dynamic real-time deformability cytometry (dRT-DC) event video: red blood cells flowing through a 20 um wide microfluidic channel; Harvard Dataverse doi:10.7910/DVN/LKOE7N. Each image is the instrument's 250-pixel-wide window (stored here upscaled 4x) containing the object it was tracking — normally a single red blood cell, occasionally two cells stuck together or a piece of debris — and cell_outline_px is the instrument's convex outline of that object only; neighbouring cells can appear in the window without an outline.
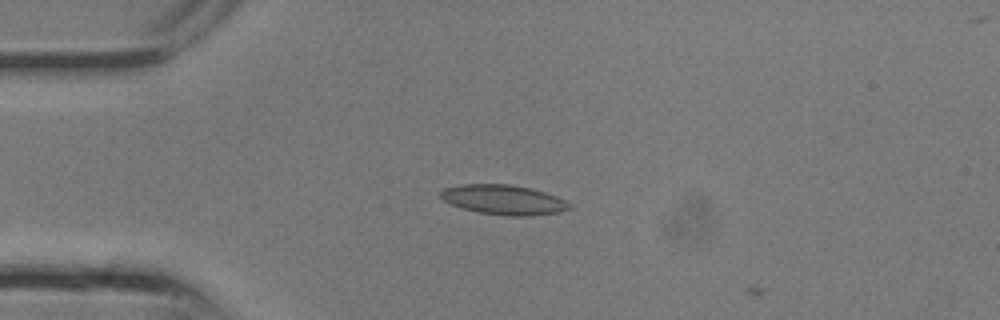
{"species": "common noctule bat (a hibernating species)", "species_latin": "Nyctalus noctula", "temperature_condition": "room temperature", "stored_images_in_passage": 2, "camera_frame_rate_fps": 3000, "um_per_image_px": 0.085, "animal": {"sex": "male", "body_mass_g": 13.3}, "frame": {"image": 1, "passage_image": 1, "time_ms": 0.0, "image_size_px": [1000, 320], "cell_outline_px": [[572, 208], [560, 212], [528, 216], [504, 216], [476, 212], [460, 208], [444, 200], [440, 196], [440, 192], [444, 188], [460, 184], [512, 184], [532, 188], [556, 196], [564, 200]], "centroid_in_image_um": [42.79, 16.98], "position_along_channel_um": 42.2, "area_um2": 22.48}}